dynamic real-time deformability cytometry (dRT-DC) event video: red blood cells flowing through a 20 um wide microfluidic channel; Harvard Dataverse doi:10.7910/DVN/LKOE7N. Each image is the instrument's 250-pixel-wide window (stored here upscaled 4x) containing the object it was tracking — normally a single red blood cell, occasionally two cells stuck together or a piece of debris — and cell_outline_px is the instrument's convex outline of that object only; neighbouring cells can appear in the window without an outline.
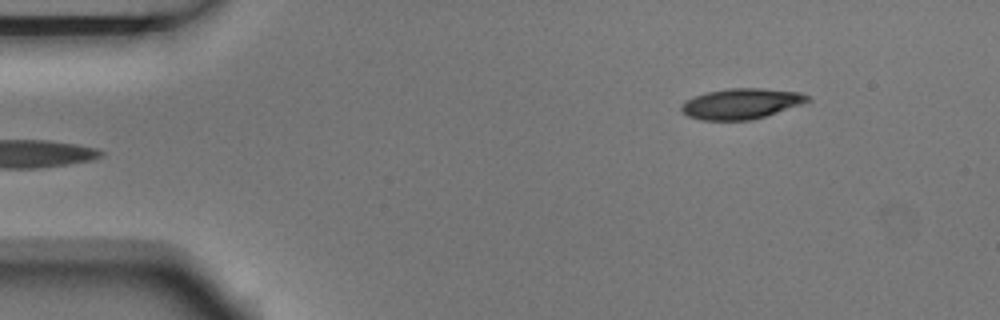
{"species": "Egyptian fruit bat (a non-hibernating species)", "species_latin": "Rousettus aegyptiacus", "temperature_condition": "room temperature", "stored_images_in_passage": 4, "camera_frame_rate_fps": 3000, "um_per_image_px": 0.085, "animal": {"sex": "male"}, "frame": {"image": 1, "passage_image": 4, "time_ms": 1.0, "image_size_px": [1000, 320], "cell_outline_px": [[812, 100], [752, 120], [700, 120], [688, 116], [680, 108], [680, 104], [684, 100], [708, 92], [728, 88], [760, 88], [800, 92], [808, 96]], "centroid_in_image_um": [62.97, 8.81], "position_along_channel_um": 22.0, "area_um2": 22.25}}